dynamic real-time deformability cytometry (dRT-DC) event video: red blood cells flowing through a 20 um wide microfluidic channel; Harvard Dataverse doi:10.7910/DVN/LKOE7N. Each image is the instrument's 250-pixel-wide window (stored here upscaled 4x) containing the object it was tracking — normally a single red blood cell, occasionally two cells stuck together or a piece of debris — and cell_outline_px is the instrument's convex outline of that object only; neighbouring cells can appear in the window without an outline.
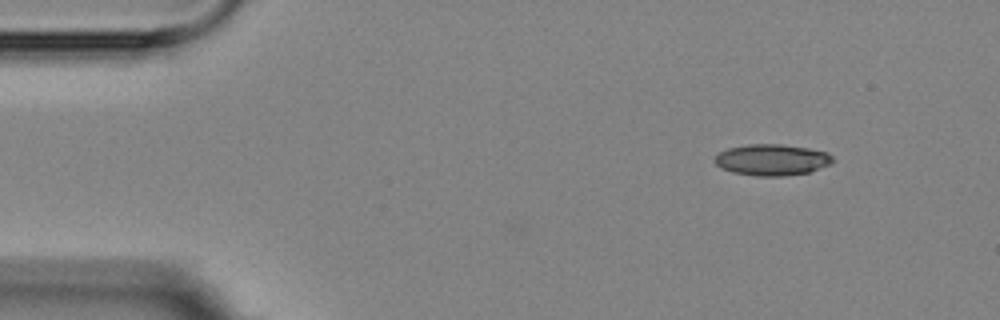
{"species": "Egyptian fruit bat (a non-hibernating species)", "species_latin": "Rousettus aegyptiacus", "temperature_condition": "room temperature", "stored_images_in_passage": 3, "camera_frame_rate_fps": 3000, "um_per_image_px": 0.085, "animal": {"sex": "female"}, "frame": {"image": 1, "passage_image": 1, "time_ms": 0.0, "image_size_px": [1000, 320], "cell_outline_px": [[832, 164], [808, 172], [784, 176], [756, 176], [732, 172], [720, 168], [712, 160], [720, 152], [728, 148], [748, 144], [780, 144], [808, 148], [828, 152], [832, 156]], "centroid_in_image_um": [65.6, 13.58], "position_along_channel_um": 19.4, "area_um2": 21.56}}
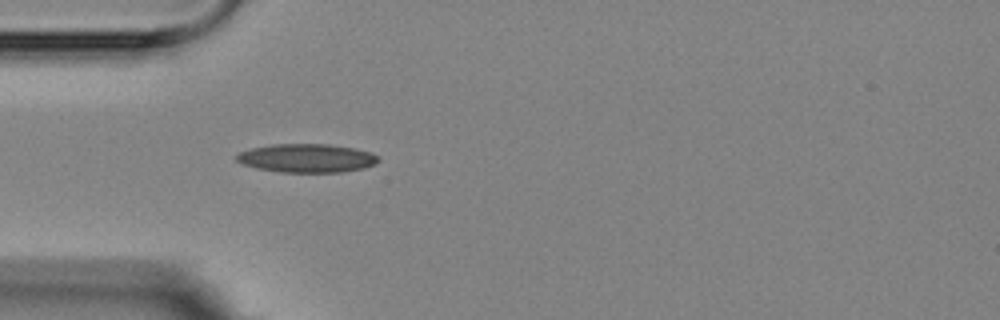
{"frame": {"image": 2, "passage_image": 3, "time_ms": 3.333, "image_size_px": [1000, 320], "cell_outline_px": [[380, 160], [376, 164], [364, 168], [340, 172], [280, 172], [256, 168], [244, 164], [236, 160], [236, 156], [240, 152], [252, 148], [272, 144], [328, 144], [352, 148], [368, 152], [380, 156]], "centroid_in_image_um": [26.09, 13.44], "position_along_channel_um": 58.9, "area_um2": 23.52}}